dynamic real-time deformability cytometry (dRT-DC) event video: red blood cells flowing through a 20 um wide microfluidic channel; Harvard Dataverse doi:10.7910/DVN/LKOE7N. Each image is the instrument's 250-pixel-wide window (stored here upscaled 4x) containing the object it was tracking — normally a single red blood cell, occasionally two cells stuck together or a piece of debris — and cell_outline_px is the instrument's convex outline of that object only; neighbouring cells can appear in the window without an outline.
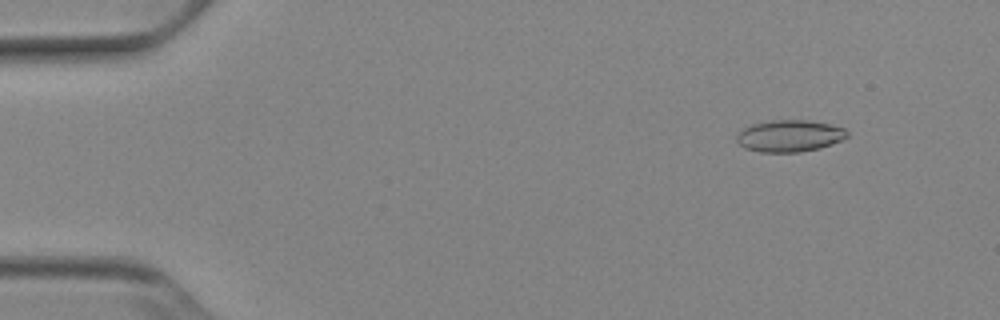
{"species": "Egyptian fruit bat (a non-hibernating species)", "species_latin": "Rousettus aegyptiacus", "temperature_condition": "cold", "stored_images_in_passage": 53, "camera_frame_rate_fps": 3000, "um_per_image_px": 0.085, "animal": {"sex": "female"}, "frame": {"image": 1, "passage_image": 6, "time_ms": 1.667, "image_size_px": [1000, 320], "cell_outline_px": [[848, 136], [832, 144], [820, 148], [800, 152], [760, 152], [744, 148], [736, 140], [736, 132], [752, 124], [772, 120], [808, 120], [828, 124], [844, 128], [848, 132]], "centroid_in_image_um": [67.08, 11.55], "position_along_channel_um": 17.9, "area_um2": 20.52}}
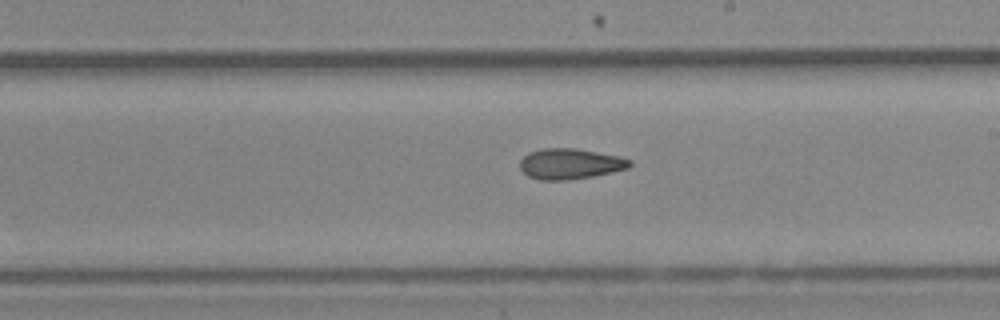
{"frame": {"image": 2, "passage_image": 31, "time_ms": 10.0, "image_size_px": [1000, 320], "cell_outline_px": [[632, 164], [628, 168], [612, 172], [592, 176], [568, 180], [540, 180], [528, 176], [520, 168], [520, 160], [528, 152], [544, 148], [576, 148], [620, 156], [632, 160]], "centroid_in_image_um": [48.47, 13.92], "position_along_channel_um": 240.5, "area_um2": 19.65}}
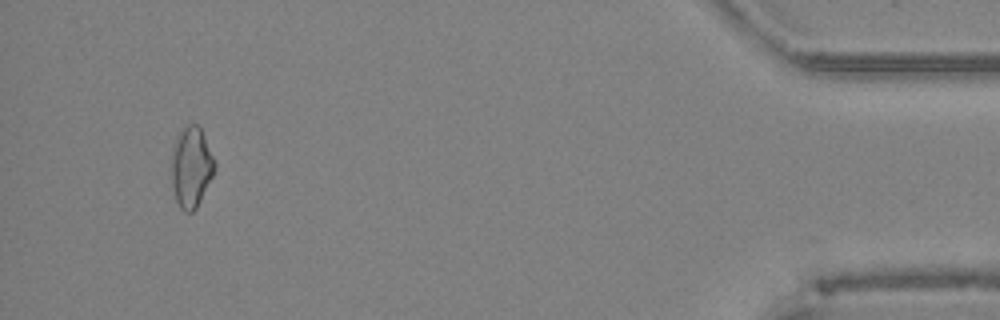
{"frame": {"image": 3, "passage_image": 50, "time_ms": 16.333, "image_size_px": [1000, 320], "cell_outline_px": [[216, 168], [196, 208], [192, 212], [184, 212], [180, 208], [176, 200], [172, 184], [172, 148], [176, 136], [184, 124], [196, 124], [200, 128], [216, 160]], "centroid_in_image_um": [16.25, 14.17], "position_along_channel_um": 418.9, "area_um2": 20.35}, "authors_computed_cell_mechanics": {"area_um2": 19.9988, "velocity_mm_per_s": 3.9151, "shape_relaxation_time_tau1_ms": null, "shape_relaxation_time_tau2_ms": 4.8671, "deformation_change_tau1": null, "deformation_change_tau2": 0.1185}}